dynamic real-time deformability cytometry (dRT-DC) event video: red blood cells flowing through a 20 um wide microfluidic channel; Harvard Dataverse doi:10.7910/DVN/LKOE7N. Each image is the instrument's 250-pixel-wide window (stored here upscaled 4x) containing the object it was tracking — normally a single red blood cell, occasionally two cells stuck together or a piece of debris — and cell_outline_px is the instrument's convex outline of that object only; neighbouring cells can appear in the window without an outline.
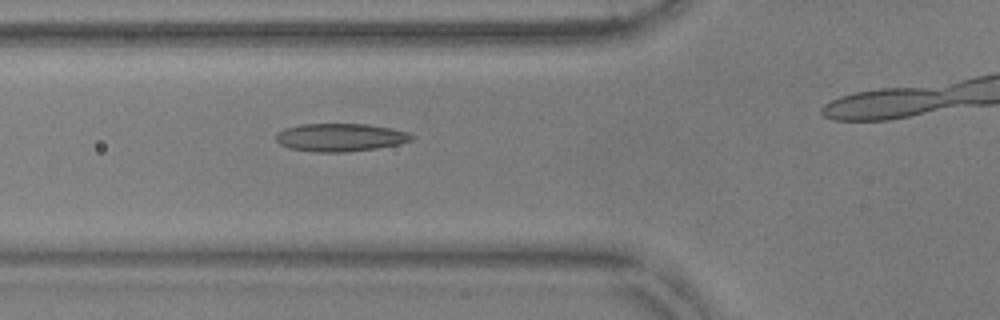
{"species": "common noctule bat (a hibernating species)", "species_latin": "Nyctalus noctula", "temperature_condition": "warm", "stored_images_in_passage": 30, "camera_frame_rate_fps": 3000, "um_per_image_px": 0.085, "animal": {"sex": "male", "body_mass_g": 17.9, "forearm_length_mm": 54.2}, "frame": {"image": 1, "passage_image": 6, "time_ms": 1.667, "image_size_px": [1000, 320], "cell_outline_px": [[412, 140], [396, 144], [376, 148], [344, 152], [316, 152], [288, 148], [280, 144], [276, 140], [276, 132], [284, 128], [300, 124], [368, 124], [392, 128], [408, 132], [412, 136]], "centroid_in_image_um": [28.87, 11.67], "position_along_channel_um": 96.9, "area_um2": 22.08}}
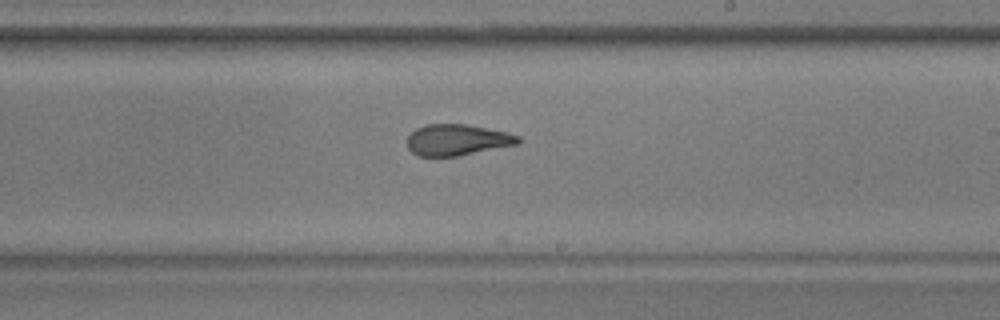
{"frame": {"image": 2, "passage_image": 18, "time_ms": 5.667, "image_size_px": [1000, 320], "cell_outline_px": [[520, 144], [456, 156], [416, 156], [408, 148], [408, 136], [416, 128], [428, 124], [464, 124], [508, 132], [520, 136]], "centroid_in_image_um": [38.88, 11.89], "position_along_channel_um": 250.1, "area_um2": 20.11}}
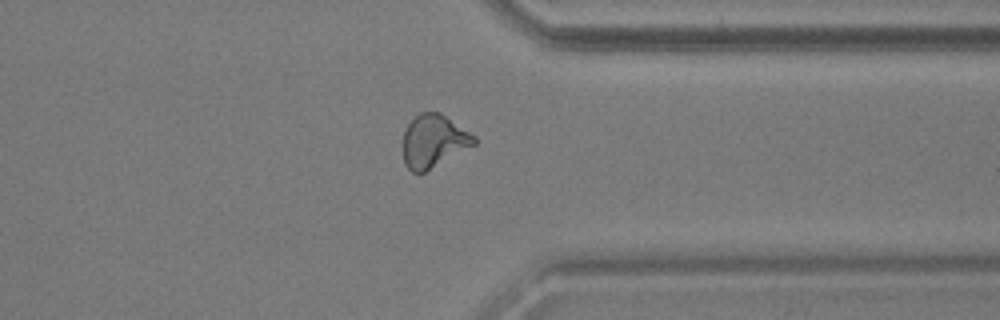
{"frame": {"image": 3, "passage_image": 28, "time_ms": 9.0, "image_size_px": [1000, 320], "cell_outline_px": [[476, 144], [424, 172], [412, 172], [404, 164], [400, 144], [404, 132], [408, 124], [420, 112], [440, 112], [476, 136]], "centroid_in_image_um": [36.81, 11.99], "position_along_channel_um": 374.6, "area_um2": 22.08}}